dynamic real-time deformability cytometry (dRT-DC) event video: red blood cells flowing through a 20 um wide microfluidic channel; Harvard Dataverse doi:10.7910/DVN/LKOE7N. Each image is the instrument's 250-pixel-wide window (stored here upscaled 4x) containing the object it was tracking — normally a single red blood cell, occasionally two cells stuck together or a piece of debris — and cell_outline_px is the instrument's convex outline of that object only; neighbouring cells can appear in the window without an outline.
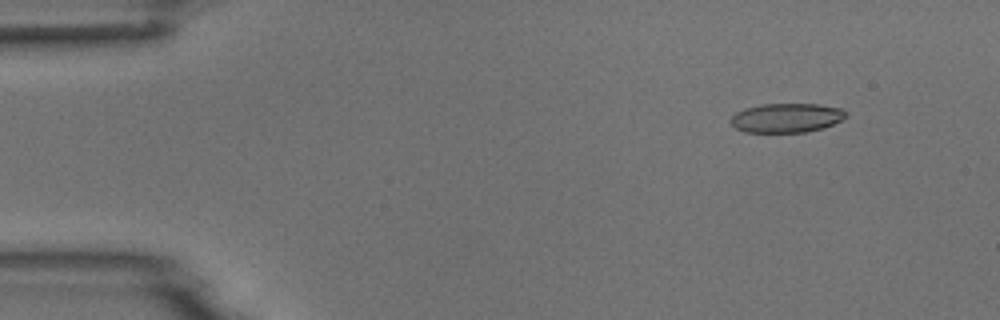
{"species": "common noctule bat (a hibernating species)", "species_latin": "Nyctalus noctula", "temperature_condition": "room temperature", "stored_images_in_passage": 5, "camera_frame_rate_fps": 3000, "um_per_image_px": 0.085, "animal": {"sex": "male", "body_mass_g": 18.8}, "frame": {"image": 1, "passage_image": 2, "time_ms": 1.333, "image_size_px": [1000, 320], "cell_outline_px": [[848, 116], [824, 128], [804, 132], [744, 132], [736, 128], [728, 120], [736, 112], [760, 104], [820, 104], [840, 108], [848, 112]], "centroid_in_image_um": [66.86, 10.02], "position_along_channel_um": 18.1, "area_um2": 19.65}}
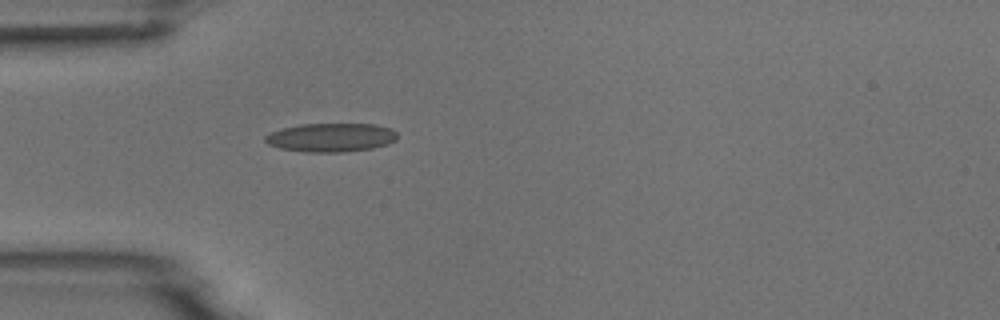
{"frame": {"image": 2, "passage_image": 5, "time_ms": 4.667, "image_size_px": [1000, 320], "cell_outline_px": [[396, 140], [388, 144], [372, 148], [344, 152], [304, 152], [280, 148], [268, 144], [264, 140], [264, 136], [280, 128], [300, 124], [376, 124], [392, 128], [396, 132]], "centroid_in_image_um": [28.13, 11.68], "position_along_channel_um": 56.9, "area_um2": 22.25}}